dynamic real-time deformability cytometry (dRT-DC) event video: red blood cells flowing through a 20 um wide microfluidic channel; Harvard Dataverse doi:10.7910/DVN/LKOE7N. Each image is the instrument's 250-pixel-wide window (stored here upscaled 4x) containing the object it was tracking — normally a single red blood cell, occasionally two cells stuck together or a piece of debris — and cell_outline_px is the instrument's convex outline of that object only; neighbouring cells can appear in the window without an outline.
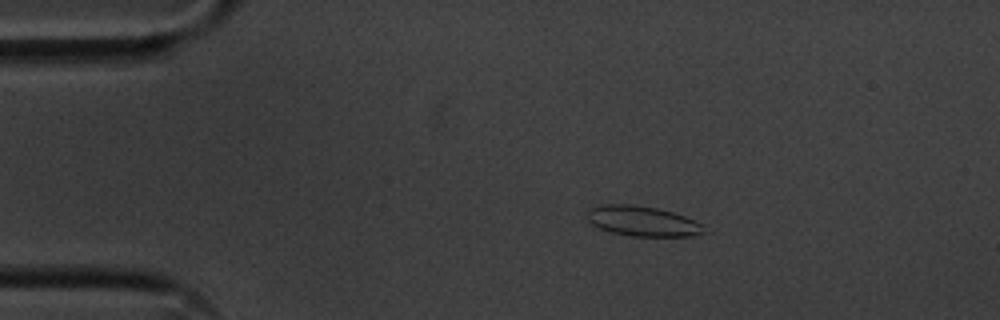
{"species": "common noctule bat (a hibernating species)", "species_latin": "Nyctalus noctula", "temperature_condition": "cold", "stored_images_in_passage": 52, "camera_frame_rate_fps": 3000, "um_per_image_px": 0.085, "animal": {"sex": "male", "body_mass_g": 20.1, "forearm_length_mm": 53.5}, "frame": {"image": 1, "passage_image": 7, "time_ms": 2.0, "image_size_px": [1000, 320], "cell_outline_px": [[704, 232], [692, 236], [632, 236], [612, 232], [600, 228], [592, 224], [588, 220], [588, 208], [600, 204], [632, 204], [656, 208], [672, 212], [684, 216], [700, 224]], "centroid_in_image_um": [54.55, 18.78], "position_along_channel_um": 30.5, "area_um2": 20.23}}
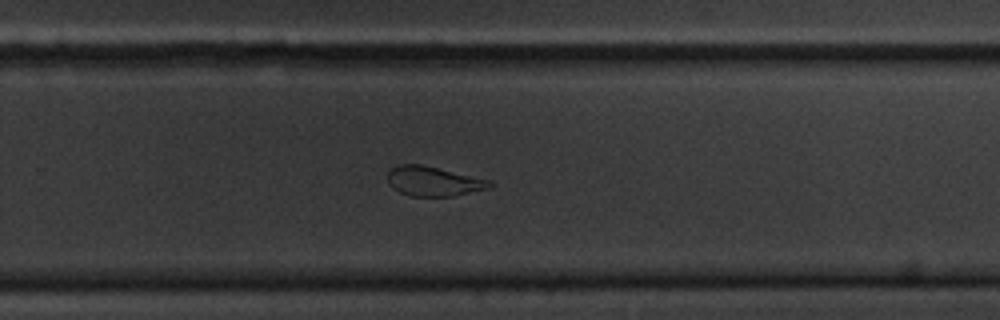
{"frame": {"image": 2, "passage_image": 33, "time_ms": 10.667, "image_size_px": [1000, 320], "cell_outline_px": [[492, 184], [488, 188], [452, 196], [412, 196], [400, 192], [392, 188], [388, 184], [388, 172], [396, 164], [420, 164], [492, 180]], "centroid_in_image_um": [36.81, 15.4], "position_along_channel_um": 293.0, "area_um2": 17.51}}
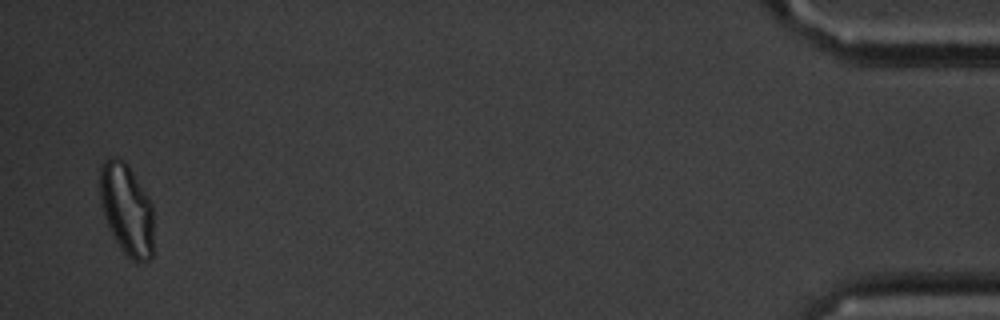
{"frame": {"image": 3, "passage_image": 51, "time_ms": 16.667, "image_size_px": [1000, 320], "cell_outline_px": [[152, 256], [148, 260], [132, 260], [120, 248], [104, 216], [100, 204], [100, 168], [104, 160], [120, 160], [128, 164], [152, 204]], "centroid_in_image_um": [10.76, 17.8], "position_along_channel_um": 424.4, "area_um2": 27.92}, "authors_computed_cell_mechanics": {"area_um2": 19.8832, "velocity_mm_per_s": 3.5872, "shape_relaxation_time_tau1_ms": 8.3717, "shape_relaxation_time_tau2_ms": 1.5561, "deformation_change_tau1": 0.1546, "deformation_change_tau2": 0.0598}}